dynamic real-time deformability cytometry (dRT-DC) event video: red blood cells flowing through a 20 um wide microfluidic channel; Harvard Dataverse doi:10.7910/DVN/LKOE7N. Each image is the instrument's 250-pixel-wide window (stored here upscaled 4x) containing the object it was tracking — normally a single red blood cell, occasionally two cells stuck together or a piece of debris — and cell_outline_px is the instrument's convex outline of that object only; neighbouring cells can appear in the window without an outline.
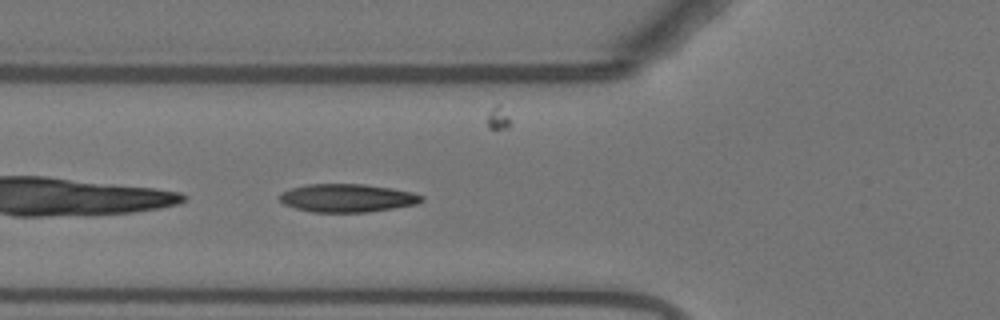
{"species": "Egyptian fruit bat (a non-hibernating species)", "species_latin": "Rousettus aegyptiacus", "temperature_condition": "warm", "stored_images_in_passage": 36, "camera_frame_rate_fps": 3000, "um_per_image_px": 0.085, "animal": {"sex": "female"}, "frame": {"image": 1, "passage_image": 3, "time_ms": 0.667, "image_size_px": [1000, 320], "cell_outline_px": [[424, 200], [416, 204], [368, 212], [312, 212], [296, 208], [284, 204], [280, 200], [280, 196], [284, 192], [292, 188], [308, 184], [364, 184], [392, 188], [412, 192], [424, 196]], "centroid_in_image_um": [29.55, 16.83], "position_along_channel_um": 96.2, "area_um2": 23.12}}
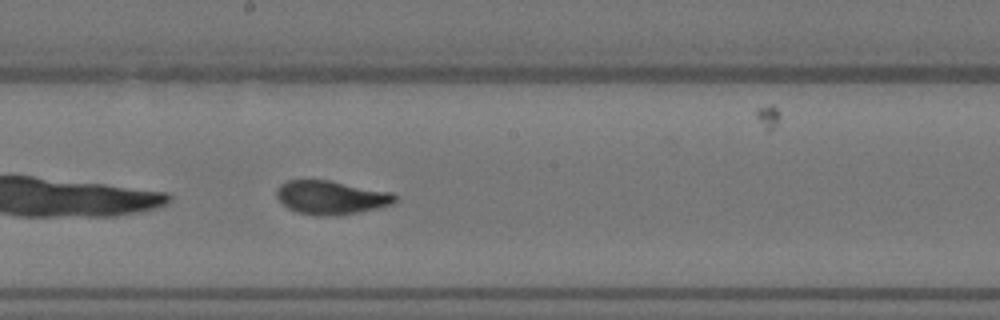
{"frame": {"image": 2, "passage_image": 13, "time_ms": 4.0, "image_size_px": [1000, 320], "cell_outline_px": [[396, 200], [392, 204], [360, 212], [336, 216], [320, 216], [296, 212], [288, 208], [276, 196], [276, 188], [280, 184], [288, 180], [328, 180], [392, 192], [396, 196]], "centroid_in_image_um": [28.13, 16.79], "position_along_channel_um": 220.1, "area_um2": 23.24}}
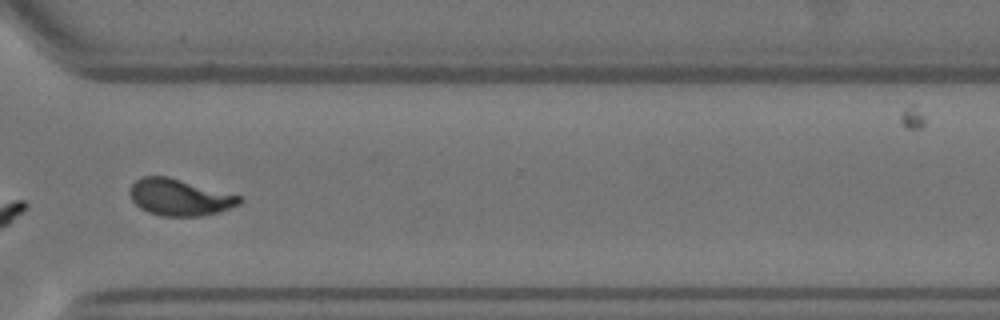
{"frame": {"image": 3, "passage_image": 24, "time_ms": 7.667, "image_size_px": [1000, 320], "cell_outline_px": [[244, 200], [240, 204], [220, 212], [200, 216], [160, 216], [148, 212], [140, 208], [132, 200], [128, 192], [132, 184], [140, 176], [168, 176], [240, 196]], "centroid_in_image_um": [15.25, 16.77], "position_along_channel_um": 355.4, "area_um2": 23.47}}